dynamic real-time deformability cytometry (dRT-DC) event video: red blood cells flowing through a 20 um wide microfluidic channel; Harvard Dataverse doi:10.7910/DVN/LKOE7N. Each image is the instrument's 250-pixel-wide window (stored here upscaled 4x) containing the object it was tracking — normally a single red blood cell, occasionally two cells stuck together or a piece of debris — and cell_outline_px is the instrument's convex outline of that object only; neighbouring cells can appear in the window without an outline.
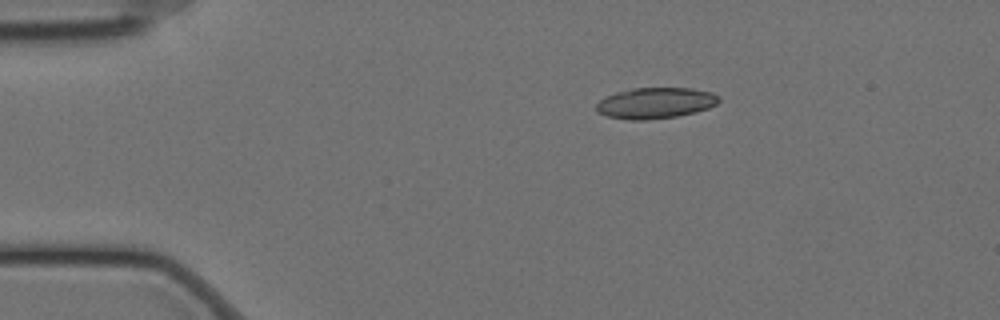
{"species": "Egyptian fruit bat (a non-hibernating species)", "species_latin": "Rousettus aegyptiacus", "temperature_condition": "cold", "stored_images_in_passage": 12, "camera_frame_rate_fps": 3000, "um_per_image_px": 0.085, "animal": {"sex": "female"}, "frame": {"image": 1, "passage_image": 1, "time_ms": 0.0, "image_size_px": [1000, 320], "cell_outline_px": [[720, 100], [716, 104], [708, 108], [696, 112], [676, 116], [648, 120], [632, 120], [608, 116], [596, 112], [596, 104], [600, 100], [616, 92], [632, 88], [692, 88], [712, 92], [720, 96]], "centroid_in_image_um": [55.73, 8.75], "position_along_channel_um": 29.3, "area_um2": 22.14}}
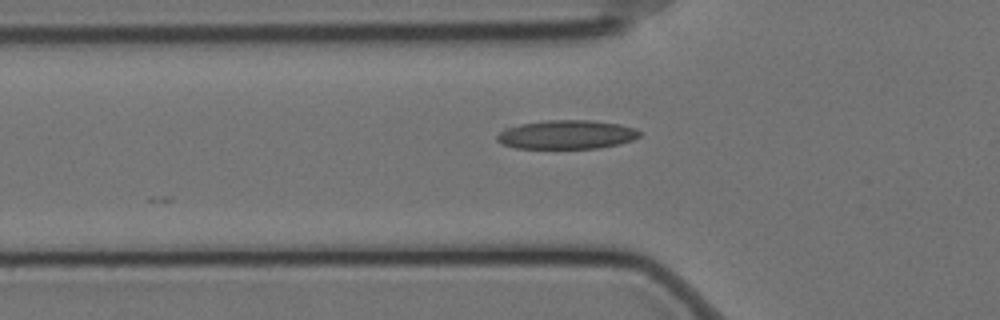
{"frame": {"image": 2, "passage_image": 10, "time_ms": 3.0, "image_size_px": [1000, 320], "cell_outline_px": [[640, 136], [632, 140], [620, 144], [596, 148], [516, 148], [504, 144], [496, 140], [496, 136], [504, 128], [520, 124], [548, 120], [592, 120], [620, 124], [636, 128], [640, 132]], "centroid_in_image_um": [48.18, 11.43], "position_along_channel_um": 77.6, "area_um2": 23.99}}